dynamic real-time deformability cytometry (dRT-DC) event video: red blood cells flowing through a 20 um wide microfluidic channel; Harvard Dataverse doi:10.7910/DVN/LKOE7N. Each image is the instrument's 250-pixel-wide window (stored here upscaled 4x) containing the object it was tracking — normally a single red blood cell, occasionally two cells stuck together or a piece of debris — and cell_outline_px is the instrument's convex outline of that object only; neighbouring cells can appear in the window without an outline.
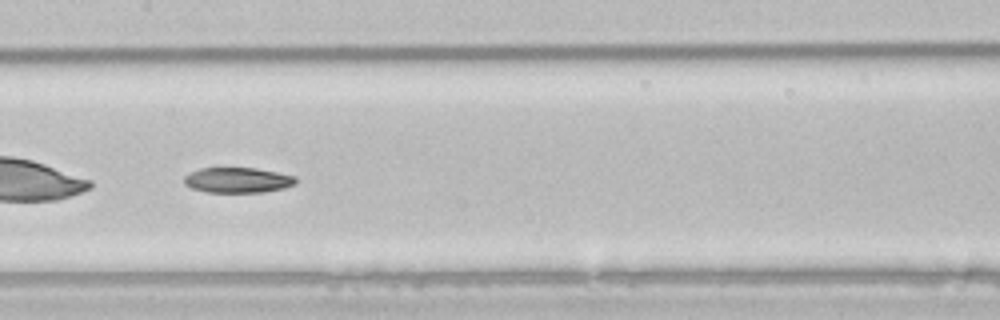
{"species": "common noctule bat (a hibernating species)", "species_latin": "Nyctalus noctula", "temperature_condition": "room temperature", "stored_images_in_passage": 48, "camera_frame_rate_fps": 3000, "um_per_image_px": 0.085, "animal": {"sex": "male", "body_mass_g": 21.5, "forearm_length_mm": 52.0}, "frame": {"image": 1, "passage_image": 23, "time_ms": 7.333, "image_size_px": [1000, 320], "cell_outline_px": [[296, 184], [284, 188], [264, 192], [208, 192], [192, 188], [184, 184], [184, 176], [188, 172], [200, 168], [256, 168], [296, 176]], "centroid_in_image_um": [20.19, 15.3], "position_along_channel_um": 187.2, "area_um2": 16.53}}
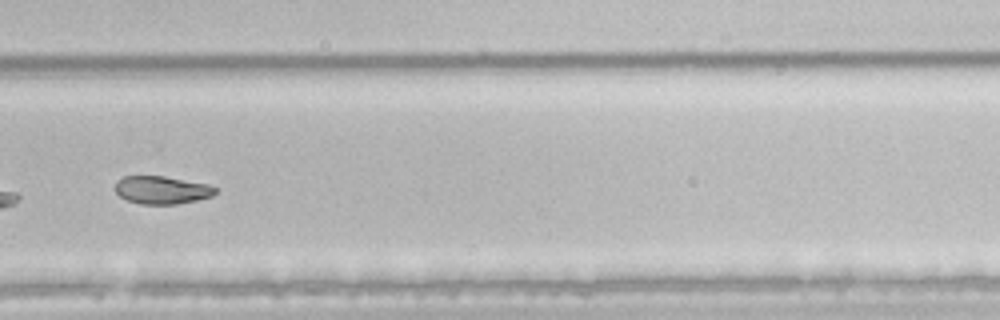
{"frame": {"image": 2, "passage_image": 33, "time_ms": 10.667, "image_size_px": [1000, 320], "cell_outline_px": [[216, 192], [212, 196], [196, 200], [176, 204], [140, 204], [128, 200], [120, 196], [116, 192], [116, 180], [124, 176], [164, 176], [208, 184], [216, 188]], "centroid_in_image_um": [13.75, 16.14], "position_along_channel_um": 316.1, "area_um2": 16.18}}